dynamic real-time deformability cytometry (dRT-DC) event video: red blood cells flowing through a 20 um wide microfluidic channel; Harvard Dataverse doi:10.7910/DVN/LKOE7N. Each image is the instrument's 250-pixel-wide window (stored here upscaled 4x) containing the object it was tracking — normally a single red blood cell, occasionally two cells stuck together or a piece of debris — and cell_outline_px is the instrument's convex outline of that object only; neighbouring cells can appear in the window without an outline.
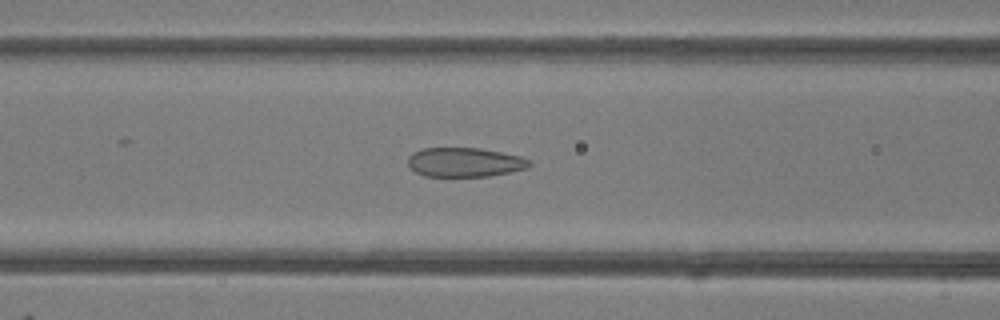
{"species": "common noctule bat (a hibernating species)", "species_latin": "Nyctalus noctula", "temperature_condition": "room temperature", "stored_images_in_passage": 47, "camera_frame_rate_fps": 3000, "um_per_image_px": 0.085, "animal": {"sex": "female"}, "frame": {"image": 1, "passage_image": 19, "time_ms": 6.0, "image_size_px": [1000, 320], "cell_outline_px": [[532, 164], [524, 168], [508, 172], [488, 176], [424, 176], [416, 172], [408, 164], [408, 156], [412, 152], [424, 148], [480, 148], [520, 156], [532, 160]], "centroid_in_image_um": [39.48, 13.78], "position_along_channel_um": 127.1, "area_um2": 20.58}}
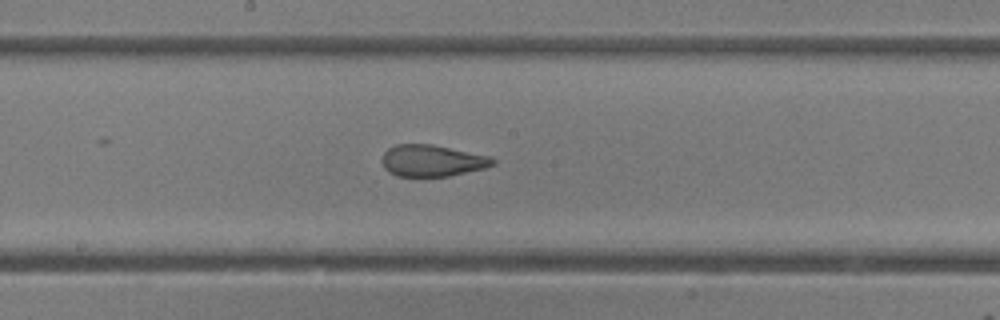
{"frame": {"image": 2, "passage_image": 25, "time_ms": 8.0, "image_size_px": [1000, 320], "cell_outline_px": [[496, 164], [484, 168], [448, 176], [396, 176], [388, 172], [384, 168], [380, 160], [384, 152], [388, 148], [396, 144], [432, 144], [492, 156], [496, 160]], "centroid_in_image_um": [36.72, 13.65], "position_along_channel_um": 211.5, "area_um2": 20.63}}
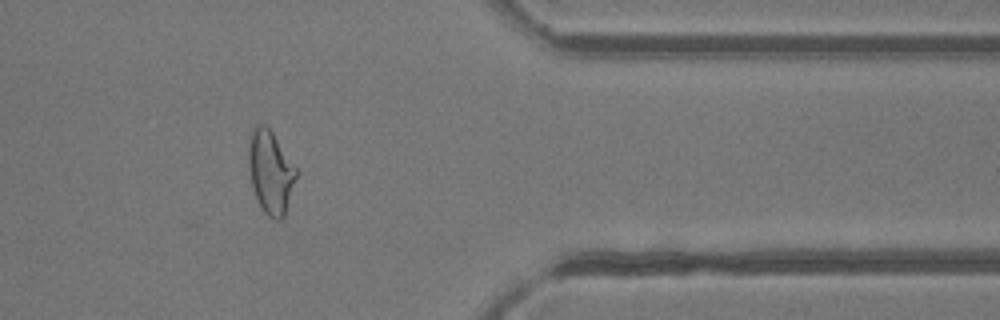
{"frame": {"image": 3, "passage_image": 39, "time_ms": 12.667, "image_size_px": [1000, 320], "cell_outline_px": [[296, 176], [284, 216], [280, 220], [276, 220], [268, 216], [264, 212], [256, 200], [252, 188], [248, 168], [248, 148], [252, 128], [256, 124], [264, 124], [272, 132], [296, 168]], "centroid_in_image_um": [22.95, 14.63], "position_along_channel_um": 388.4, "area_um2": 22.89}, "authors_computed_cell_mechanics": {"area_um2": 23.0044, "velocity_mm_per_s": 4.1994, "shape_relaxation_time_tau1_ms": null, "shape_relaxation_time_tau2_ms": 0.9328, "deformation_change_tau1": null, "deformation_change_tau2": 0.0622}}